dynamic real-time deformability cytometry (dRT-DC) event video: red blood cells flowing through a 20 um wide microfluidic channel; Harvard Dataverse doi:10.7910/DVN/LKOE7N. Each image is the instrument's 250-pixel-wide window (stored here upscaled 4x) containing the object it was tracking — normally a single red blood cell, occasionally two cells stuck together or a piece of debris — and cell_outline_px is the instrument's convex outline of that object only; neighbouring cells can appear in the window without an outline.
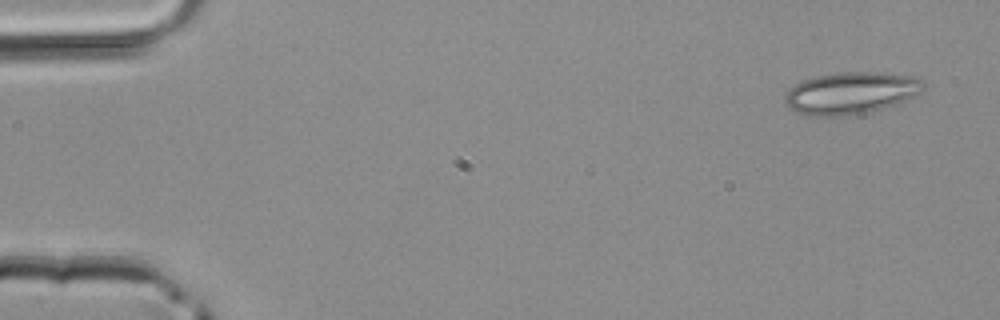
{"species": "common noctule bat (a hibernating species)", "species_latin": "Nyctalus noctula", "temperature_condition": "room temperature", "stored_images_in_passage": 3, "camera_frame_rate_fps": 3000, "um_per_image_px": 0.085, "animal": {"sex": "male", "body_mass_g": 20.4}, "frame": {"image": 1, "passage_image": 1, "time_ms": 0.0, "image_size_px": [1000, 320], "cell_outline_px": [[924, 88], [920, 92], [908, 100], [868, 112], [848, 116], [808, 116], [796, 112], [788, 108], [784, 100], [784, 92], [788, 88], [804, 80], [816, 76], [840, 72], [884, 72], [912, 76], [920, 80], [924, 84]], "centroid_in_image_um": [72.28, 7.91], "position_along_channel_um": 12.7, "area_um2": 34.16}}